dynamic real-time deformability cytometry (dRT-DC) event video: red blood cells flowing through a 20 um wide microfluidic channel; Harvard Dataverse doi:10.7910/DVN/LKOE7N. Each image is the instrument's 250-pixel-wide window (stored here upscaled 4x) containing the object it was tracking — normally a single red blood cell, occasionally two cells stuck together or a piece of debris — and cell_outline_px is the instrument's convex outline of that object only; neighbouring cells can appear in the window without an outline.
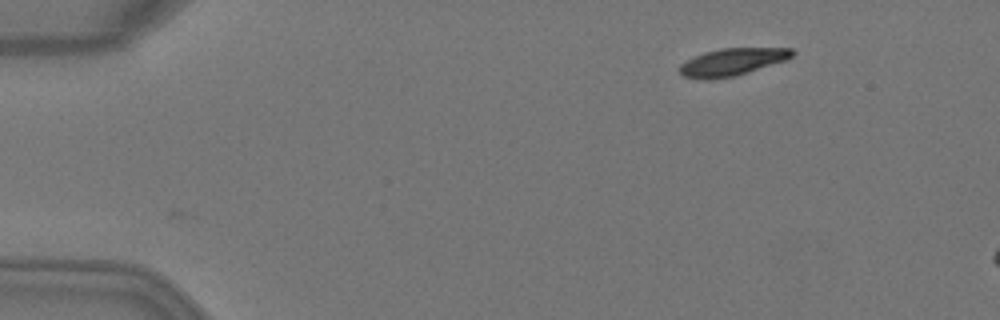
{"species": "Egyptian fruit bat (a non-hibernating species)", "species_latin": "Rousettus aegyptiacus", "temperature_condition": "warm", "stored_images_in_passage": 4, "camera_frame_rate_fps": 3000, "um_per_image_px": 0.085, "animal": {"sex": "female"}, "frame": {"image": 1, "passage_image": 2, "time_ms": 0.333, "image_size_px": [1000, 320], "cell_outline_px": [[796, 52], [792, 56], [784, 60], [748, 72], [732, 76], [708, 80], [684, 76], [680, 72], [680, 64], [704, 52], [720, 48], [792, 48]], "centroid_in_image_um": [62.24, 5.25], "position_along_channel_um": 22.8, "area_um2": 17.57}}